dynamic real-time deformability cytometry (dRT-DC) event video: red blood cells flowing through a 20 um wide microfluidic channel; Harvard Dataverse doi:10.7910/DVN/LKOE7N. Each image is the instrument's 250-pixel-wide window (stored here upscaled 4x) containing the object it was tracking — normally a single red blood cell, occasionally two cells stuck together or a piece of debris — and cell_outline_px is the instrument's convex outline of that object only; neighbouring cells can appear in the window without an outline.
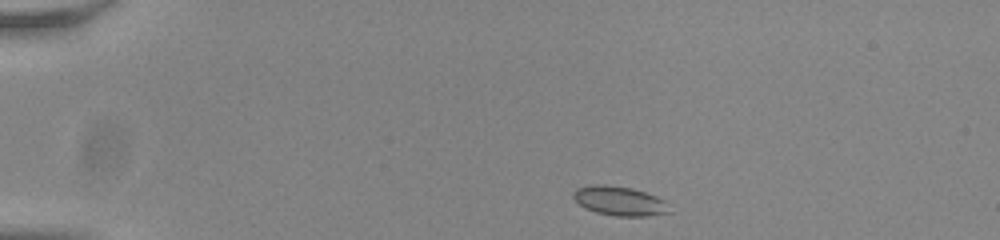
{"species": "common noctule bat (a hibernating species)", "species_latin": "Nyctalus noctula", "temperature_condition": "room temperature", "stored_images_in_passage": 45, "camera_frame_rate_fps": 3000, "um_per_image_px": 0.085, "animal": {"sex": "male", "body_mass_g": 20.0, "forearm_length_mm": 53.3}, "frame": {"image": 1, "passage_image": 1, "time_ms": 0.0, "image_size_px": [1000, 240], "cell_outline_px": [[672, 212], [648, 216], [616, 216], [596, 212], [584, 208], [572, 196], [572, 192], [576, 188], [592, 184], [604, 184], [632, 188], [656, 196], [664, 200]], "centroid_in_image_um": [52.65, 17.08], "position_along_channel_um": 32.4, "area_um2": 16.47}}
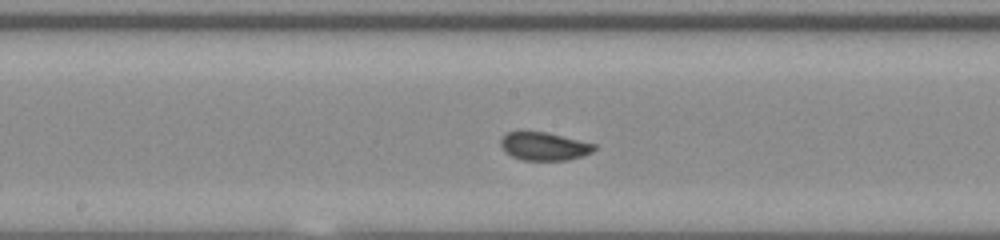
{"frame": {"image": 2, "passage_image": 20, "time_ms": 6.333, "image_size_px": [1000, 240], "cell_outline_px": [[596, 148], [592, 152], [584, 156], [568, 160], [520, 160], [504, 152], [500, 144], [500, 140], [508, 132], [548, 132], [596, 144]], "centroid_in_image_um": [46.27, 12.44], "position_along_channel_um": 201.9, "area_um2": 15.43}}
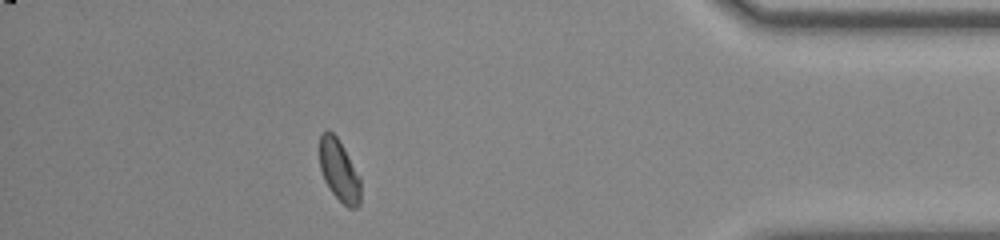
{"frame": {"image": 3, "passage_image": 39, "time_ms": 12.667, "image_size_px": [1000, 240], "cell_outline_px": [[360, 204], [356, 208], [348, 208], [328, 188], [324, 180], [320, 168], [320, 136], [328, 128], [336, 136], [360, 176]], "centroid_in_image_um": [28.82, 14.51], "position_along_channel_um": 406.4, "area_um2": 14.62}, "authors_computed_cell_mechanics": {"area_um2": 15.4326, "velocity_mm_per_s": 3.8087, "shape_relaxation_time_tau1_ms": 3.1887, "shape_relaxation_time_tau2_ms": null, "deformation_change_tau1": 0.0945, "deformation_change_tau2": null}}